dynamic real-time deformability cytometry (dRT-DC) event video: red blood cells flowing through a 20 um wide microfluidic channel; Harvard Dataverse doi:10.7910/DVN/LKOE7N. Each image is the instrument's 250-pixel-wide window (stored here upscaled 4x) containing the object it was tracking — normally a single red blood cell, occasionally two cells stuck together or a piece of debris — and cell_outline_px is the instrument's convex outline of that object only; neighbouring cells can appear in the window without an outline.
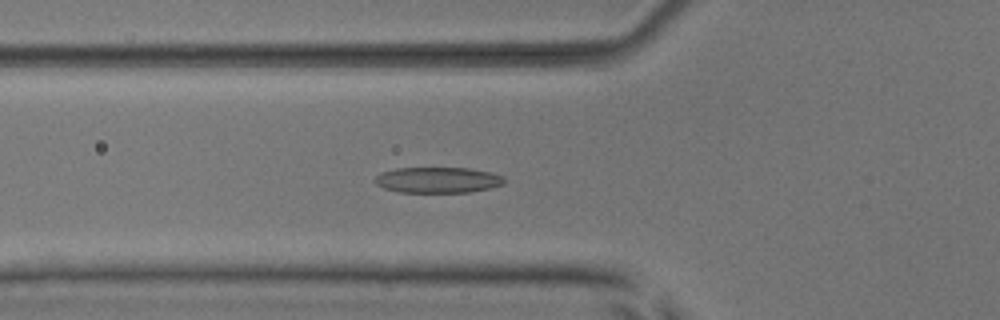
{"species": "common noctule bat (a hibernating species)", "species_latin": "Nyctalus noctula", "temperature_condition": "room temperature", "stored_images_in_passage": 53, "camera_frame_rate_fps": 3000, "um_per_image_px": 0.085, "animal": {"sex": "male", "body_mass_g": 17.9, "forearm_length_mm": 54.2}, "frame": {"image": 1, "passage_image": 19, "time_ms": 6.0, "image_size_px": [1000, 320], "cell_outline_px": [[504, 184], [488, 188], [468, 192], [400, 192], [384, 188], [376, 184], [372, 180], [380, 172], [396, 168], [468, 168], [492, 172], [504, 176]], "centroid_in_image_um": [37.19, 15.29], "position_along_channel_um": 88.6, "area_um2": 19.48}}
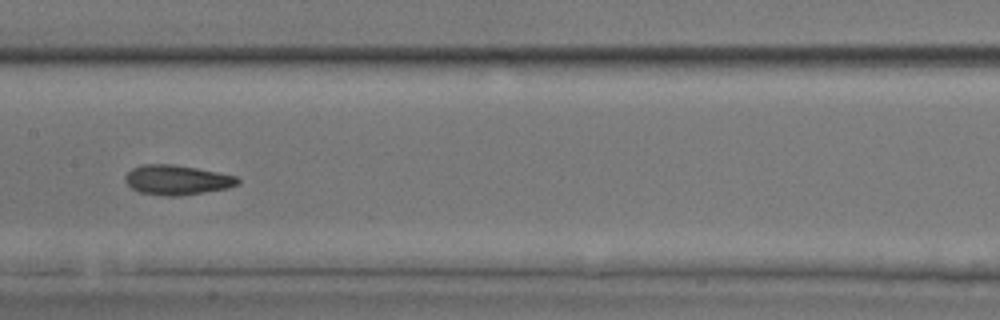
{"frame": {"image": 2, "passage_image": 27, "time_ms": 8.667, "image_size_px": [1000, 320], "cell_outline_px": [[240, 180], [236, 184], [228, 188], [180, 196], [164, 196], [140, 192], [132, 188], [124, 180], [124, 176], [132, 168], [140, 164], [172, 164], [196, 168], [236, 176]], "centroid_in_image_um": [15.0, 15.29], "position_along_channel_um": 192.4, "area_um2": 19.42}}
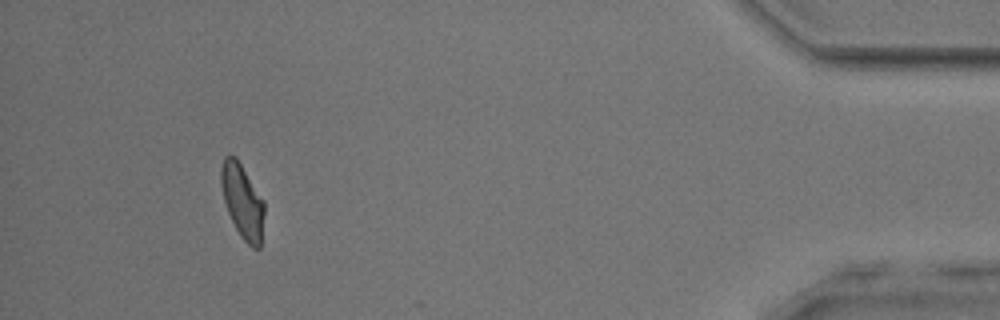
{"frame": {"image": 3, "passage_image": 49, "time_ms": 16.0, "image_size_px": [1000, 320], "cell_outline_px": [[264, 212], [260, 248], [252, 248], [240, 236], [228, 212], [224, 200], [220, 184], [220, 168], [224, 156], [228, 152], [236, 156], [264, 200]], "centroid_in_image_um": [20.59, 17.04], "position_along_channel_um": 414.6, "area_um2": 18.84}, "authors_computed_cell_mechanics": {"area_um2": 19.1318, "velocity_mm_per_s": 3.9014, "shape_relaxation_time_tau1_ms": 4.2143, "shape_relaxation_time_tau2_ms": 2.2063, "deformation_change_tau1": 0.1668, "deformation_change_tau2": 0.0946}}